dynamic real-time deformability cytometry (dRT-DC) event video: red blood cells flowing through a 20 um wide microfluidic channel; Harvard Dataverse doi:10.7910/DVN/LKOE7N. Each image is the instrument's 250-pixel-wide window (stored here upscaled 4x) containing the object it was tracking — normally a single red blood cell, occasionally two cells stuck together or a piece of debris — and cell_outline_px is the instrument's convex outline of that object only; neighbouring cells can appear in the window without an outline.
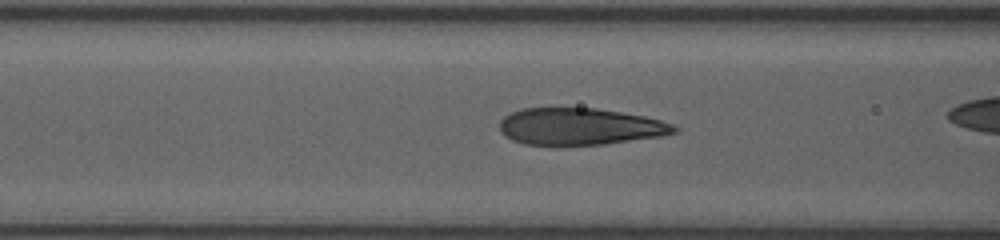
{"species": "human", "species_latin": "Homo sapiens", "temperature_condition": "room temperature", "stored_images_in_passage": 34, "camera_frame_rate_fps": 3000, "um_per_image_px": 0.085, "donor": {"sex": "female"}, "frame": {"image": 1, "passage_image": 15, "time_ms": 4.667, "image_size_px": [1000, 240], "cell_outline_px": [[680, 128], [676, 132], [660, 136], [604, 144], [560, 148], [556, 148], [524, 144], [512, 140], [504, 136], [500, 132], [500, 120], [504, 116], [520, 108], [596, 108], [644, 116], [660, 120], [672, 124]], "centroid_in_image_um": [49.22, 10.79], "position_along_channel_um": 117.4, "area_um2": 38.49}}
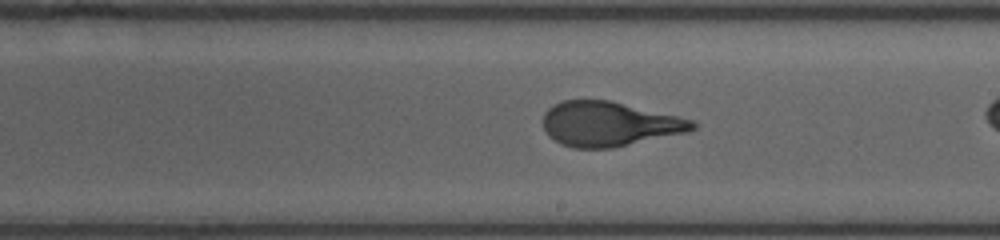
{"frame": {"image": 2, "passage_image": 25, "time_ms": 7.667, "image_size_px": [1000, 240], "cell_outline_px": [[696, 128], [688, 132], [612, 148], [572, 148], [560, 144], [548, 136], [544, 128], [544, 112], [548, 108], [564, 100], [608, 100], [676, 116], [692, 120], [696, 124]], "centroid_in_image_um": [51.75, 10.55], "position_along_channel_um": 237.3, "area_um2": 38.55}}